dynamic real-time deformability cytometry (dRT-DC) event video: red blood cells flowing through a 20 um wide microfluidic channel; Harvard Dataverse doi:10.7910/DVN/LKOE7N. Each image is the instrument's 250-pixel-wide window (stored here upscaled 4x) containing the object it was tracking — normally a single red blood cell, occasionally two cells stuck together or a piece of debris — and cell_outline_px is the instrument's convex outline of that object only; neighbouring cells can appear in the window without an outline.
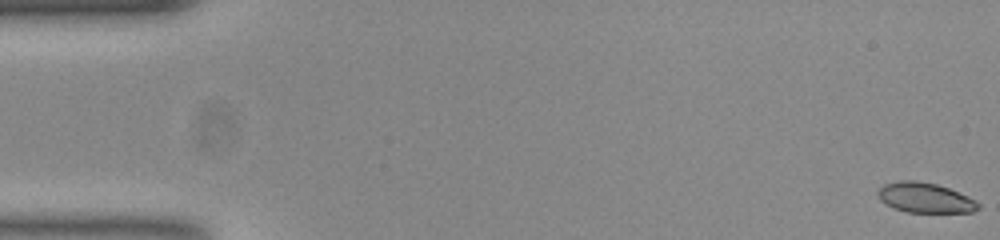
{"species": "common noctule bat (a hibernating species)", "species_latin": "Nyctalus noctula", "temperature_condition": "room temperature", "stored_images_in_passage": 56, "camera_frame_rate_fps": 3000, "um_per_image_px": 0.085, "animal": {"sex": "female", "body_mass_g": 23.0, "forearm_length_mm": 53.4}, "frame": {"image": 1, "passage_image": 1, "time_ms": 0.0, "image_size_px": [1000, 240], "cell_outline_px": [[980, 208], [972, 212], [908, 212], [896, 208], [880, 200], [876, 192], [884, 184], [900, 180], [916, 180], [936, 184], [948, 188], [968, 196], [976, 200], [980, 204]], "centroid_in_image_um": [78.65, 16.8], "position_along_channel_um": 6.4, "area_um2": 17.46}}
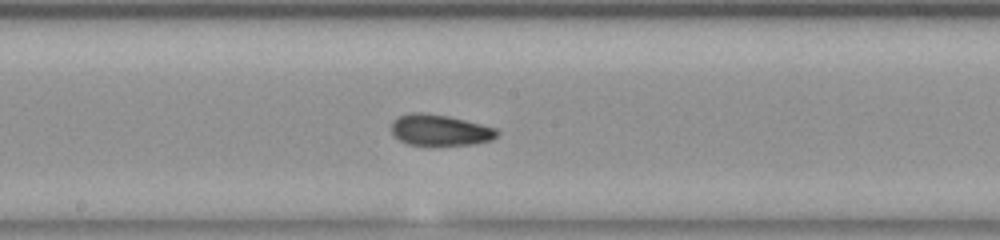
{"frame": {"image": 2, "passage_image": 29, "time_ms": 9.333, "image_size_px": [1000, 240], "cell_outline_px": [[500, 132], [492, 140], [472, 144], [428, 148], [408, 144], [400, 140], [392, 132], [392, 120], [408, 112], [420, 112], [448, 116], [496, 128]], "centroid_in_image_um": [37.38, 11.1], "position_along_channel_um": 210.8, "area_um2": 19.71}}
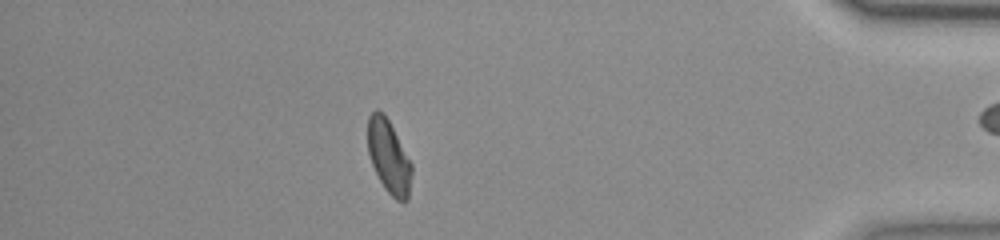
{"frame": {"image": 3, "passage_image": 48, "time_ms": 15.667, "image_size_px": [1000, 240], "cell_outline_px": [[412, 172], [408, 200], [396, 200], [384, 188], [372, 164], [368, 152], [368, 116], [376, 108], [384, 112], [412, 164]], "centroid_in_image_um": [33.04, 13.3], "position_along_channel_um": 402.2, "area_um2": 18.61}, "authors_computed_cell_mechanics": {"area_um2": 18.8139, "velocity_mm_per_s": 3.7637, "shape_relaxation_time_tau1_ms": null, "shape_relaxation_time_tau2_ms": 2.1996, "deformation_change_tau1": null, "deformation_change_tau2": 0.0693}}